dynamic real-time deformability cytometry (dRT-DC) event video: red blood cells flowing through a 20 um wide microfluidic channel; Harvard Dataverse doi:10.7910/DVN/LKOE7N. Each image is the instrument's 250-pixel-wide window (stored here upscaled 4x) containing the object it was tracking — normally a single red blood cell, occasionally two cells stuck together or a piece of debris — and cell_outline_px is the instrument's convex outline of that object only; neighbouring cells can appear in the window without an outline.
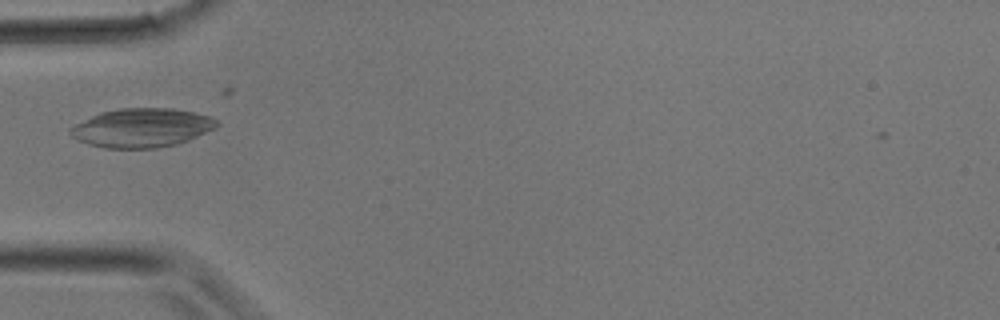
{"species": "common noctule bat (a hibernating species)", "species_latin": "Nyctalus noctula", "temperature_condition": "room temperature", "stored_images_in_passage": 27, "camera_frame_rate_fps": 3000, "um_per_image_px": 0.085, "animal": {"sex": "male", "body_mass_g": 17.9}, "frame": {"image": 1, "passage_image": 11, "time_ms": 3.333, "image_size_px": [1000, 320], "cell_outline_px": [[220, 124], [216, 128], [188, 140], [176, 144], [156, 148], [104, 148], [88, 144], [72, 136], [68, 132], [68, 128], [100, 112], [120, 108], [172, 108], [192, 112], [208, 116], [216, 120]], "centroid_in_image_um": [12.04, 10.86], "position_along_channel_um": 73.0, "area_um2": 33.06}}
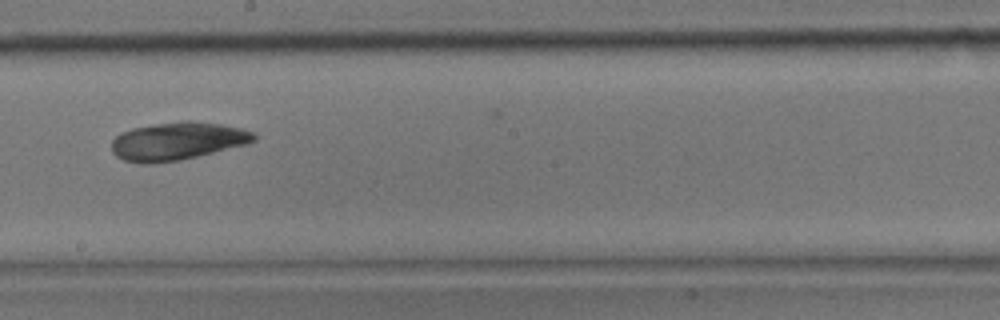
{"frame": {"image": 2, "passage_image": 19, "time_ms": 6.0, "image_size_px": [1000, 320], "cell_outline_px": [[256, 140], [248, 144], [180, 160], [148, 164], [140, 164], [124, 160], [116, 156], [112, 152], [112, 140], [120, 132], [132, 128], [152, 124], [180, 120], [192, 120], [220, 124], [244, 128], [256, 132]], "centroid_in_image_um": [15.09, 11.98], "position_along_channel_um": 233.1, "area_um2": 31.91}}
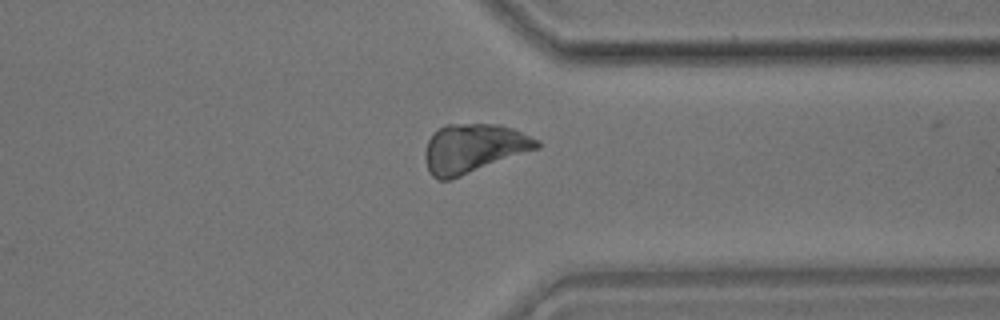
{"frame": {"image": 3, "passage_image": 26, "time_ms": 8.333, "image_size_px": [1000, 320], "cell_outline_px": [[540, 148], [460, 176], [448, 180], [436, 180], [428, 172], [424, 156], [424, 152], [428, 140], [444, 124], [500, 124], [512, 128], [540, 140]], "centroid_in_image_um": [40.25, 12.61], "position_along_channel_um": 371.2, "area_um2": 31.91}}